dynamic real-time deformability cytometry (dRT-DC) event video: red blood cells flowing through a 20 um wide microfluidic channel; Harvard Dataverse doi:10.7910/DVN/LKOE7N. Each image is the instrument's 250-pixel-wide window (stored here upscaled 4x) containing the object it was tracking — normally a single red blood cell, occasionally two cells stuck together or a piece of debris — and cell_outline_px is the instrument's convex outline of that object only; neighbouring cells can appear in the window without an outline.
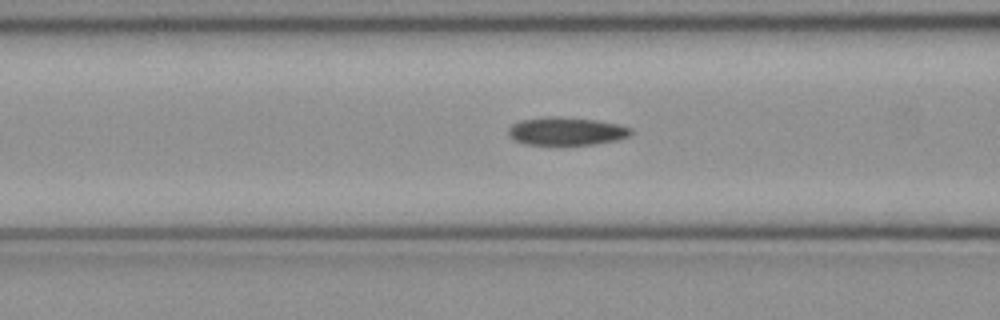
{"species": "common noctule bat (a hibernating species)", "species_latin": "Nyctalus noctula", "temperature_condition": "cold", "stored_images_in_passage": 50, "camera_frame_rate_fps": 3000, "um_per_image_px": 0.085, "animal": {"sex": "female", "body_mass_g": 21.9}, "frame": {"image": 1, "passage_image": 19, "time_ms": 6.0, "image_size_px": [1000, 320], "cell_outline_px": [[632, 132], [628, 136], [616, 140], [596, 144], [560, 148], [524, 144], [512, 140], [508, 136], [508, 128], [512, 124], [520, 120], [544, 116], [556, 116], [596, 120], [620, 124], [632, 128]], "centroid_in_image_um": [48.08, 11.2], "position_along_channel_um": 118.5, "area_um2": 21.21}}
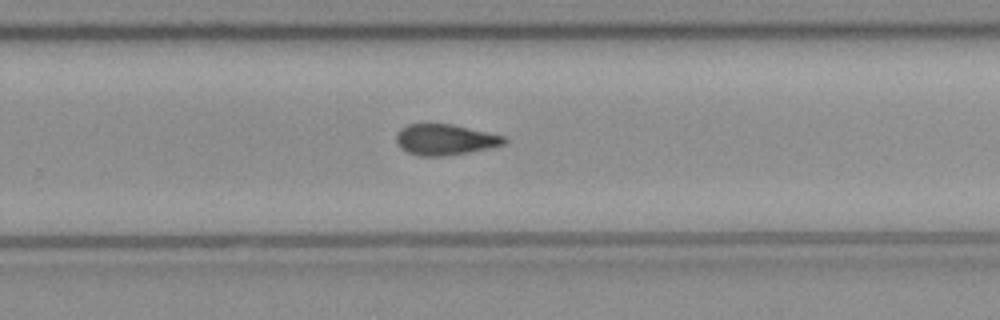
{"frame": {"image": 2, "passage_image": 32, "time_ms": 10.333, "image_size_px": [1000, 320], "cell_outline_px": [[508, 144], [468, 152], [444, 156], [420, 156], [408, 152], [400, 148], [396, 140], [396, 132], [400, 128], [408, 124], [452, 124], [488, 132], [504, 136], [508, 140]], "centroid_in_image_um": [37.83, 11.86], "position_along_channel_um": 292.0, "area_um2": 19.48}}
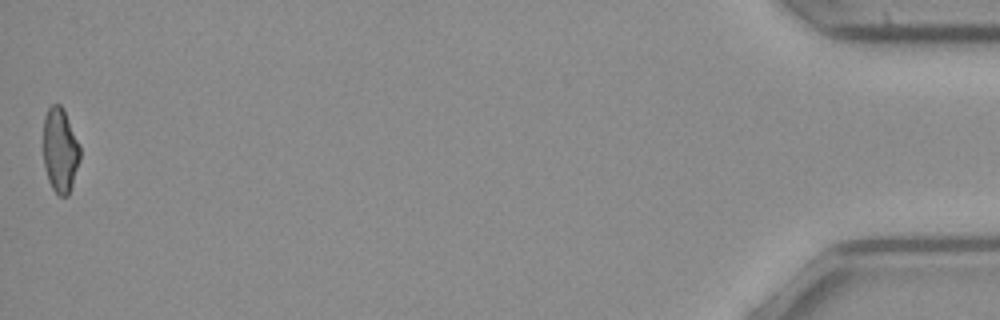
{"frame": {"image": 3, "passage_image": 50, "time_ms": 16.333, "image_size_px": [1000, 320], "cell_outline_px": [[80, 160], [68, 196], [60, 196], [52, 188], [48, 180], [44, 168], [44, 116], [48, 108], [52, 104], [60, 104], [80, 144]], "centroid_in_image_um": [5.11, 12.79], "position_along_channel_um": 430.1, "area_um2": 17.98}, "authors_computed_cell_mechanics": {"area_um2": 19.7965, "velocity_mm_per_s": 4.0072, "shape_relaxation_time_tau1_ms": null, "shape_relaxation_time_tau2_ms": 4.3858, "deformation_change_tau1": null, "deformation_change_tau2": 0.1053}}